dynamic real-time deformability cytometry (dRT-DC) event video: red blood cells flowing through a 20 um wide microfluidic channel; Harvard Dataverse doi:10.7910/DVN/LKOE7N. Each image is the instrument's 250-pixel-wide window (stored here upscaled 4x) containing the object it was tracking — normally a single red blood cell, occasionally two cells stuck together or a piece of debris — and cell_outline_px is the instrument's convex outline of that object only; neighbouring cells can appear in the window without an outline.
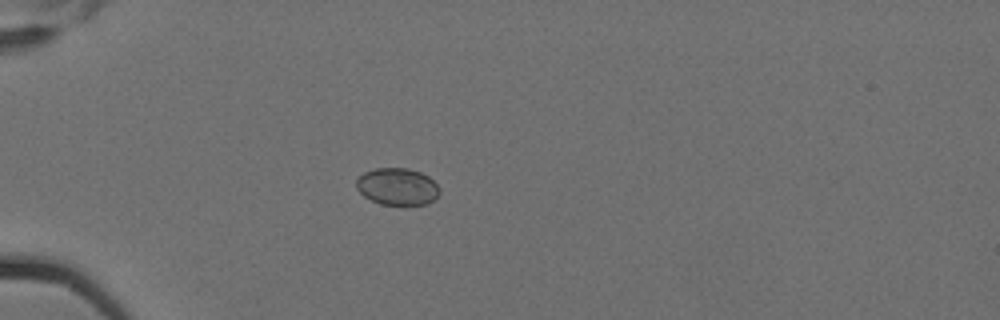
{"species": "Egyptian fruit bat (a non-hibernating species)", "species_latin": "Rousettus aegyptiacus", "temperature_condition": "cold", "stored_images_in_passage": 7, "camera_frame_rate_fps": 3000, "um_per_image_px": 0.085, "animal": {"sex": "female"}, "frame": {"image": 1, "passage_image": 6, "time_ms": 1.667, "image_size_px": [1000, 320], "cell_outline_px": [[440, 192], [432, 200], [424, 204], [400, 208], [380, 204], [364, 196], [356, 188], [356, 180], [364, 172], [376, 168], [408, 168], [420, 172], [428, 176], [440, 188]], "centroid_in_image_um": [33.77, 15.9], "position_along_channel_um": 51.2, "area_um2": 18.38}}